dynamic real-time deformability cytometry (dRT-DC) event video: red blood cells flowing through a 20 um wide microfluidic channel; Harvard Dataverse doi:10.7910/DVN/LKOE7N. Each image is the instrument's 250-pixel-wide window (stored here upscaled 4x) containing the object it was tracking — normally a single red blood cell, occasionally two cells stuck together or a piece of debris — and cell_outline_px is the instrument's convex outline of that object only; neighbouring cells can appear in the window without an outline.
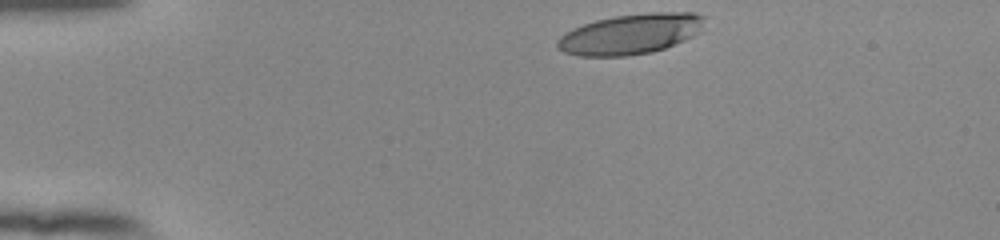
{"species": "human", "species_latin": "Homo sapiens", "temperature_condition": "room temperature", "stored_images_in_passage": 43, "camera_frame_rate_fps": 3000, "um_per_image_px": 0.085, "donor": {"sex": "female"}, "frame": {"image": 1, "passage_image": 1, "time_ms": 0.0, "image_size_px": [1000, 240], "cell_outline_px": [[704, 16], [700, 32], [684, 40], [664, 48], [652, 52], [628, 56], [580, 56], [564, 52], [556, 48], [556, 40], [560, 36], [572, 28], [596, 20], [616, 16], [648, 12], [692, 12]], "centroid_in_image_um": [53.56, 2.89], "position_along_channel_um": 31.4, "area_um2": 34.56}}
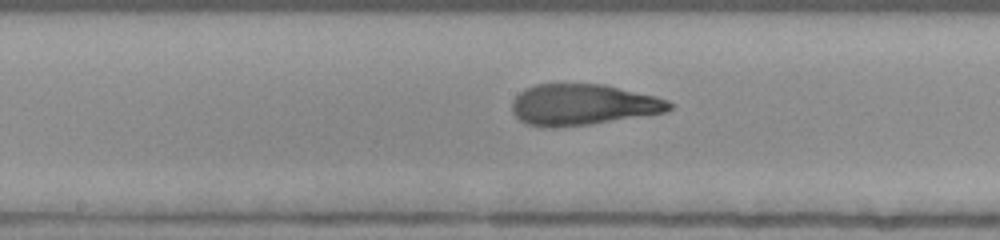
{"frame": {"image": 2, "passage_image": 19, "time_ms": 6.0, "image_size_px": [1000, 240], "cell_outline_px": [[672, 108], [664, 112], [588, 124], [548, 128], [528, 124], [520, 120], [512, 112], [512, 100], [524, 88], [536, 84], [604, 84], [656, 96], [668, 100], [672, 104]], "centroid_in_image_um": [49.5, 8.88], "position_along_channel_um": 198.7, "area_um2": 37.4}}
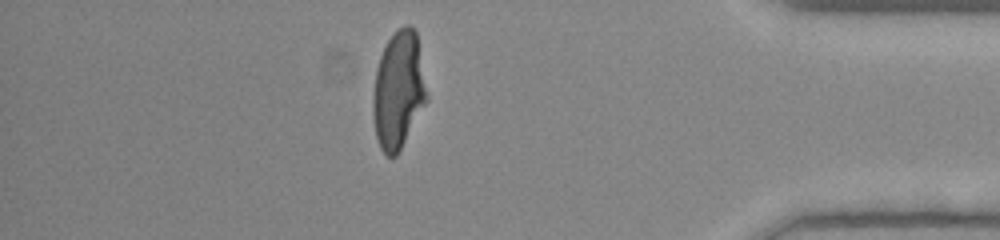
{"frame": {"image": 3, "passage_image": 37, "time_ms": 12.0, "image_size_px": [1000, 240], "cell_outline_px": [[428, 100], [396, 156], [388, 156], [380, 148], [376, 136], [372, 116], [372, 96], [376, 68], [380, 56], [388, 40], [404, 24], [408, 24], [416, 32], [428, 96]], "centroid_in_image_um": [33.85, 7.68], "position_along_channel_um": 401.3, "area_um2": 36.65}, "authors_computed_cell_mechanics": {"area_um2": 37.3966, "velocity_mm_per_s": 3.9252, "shape_relaxation_time_tau1_ms": 5.3182, "shape_relaxation_time_tau2_ms": 1.075, "deformation_change_tau1": 0.2433, "deformation_change_tau2": 0.0964}}